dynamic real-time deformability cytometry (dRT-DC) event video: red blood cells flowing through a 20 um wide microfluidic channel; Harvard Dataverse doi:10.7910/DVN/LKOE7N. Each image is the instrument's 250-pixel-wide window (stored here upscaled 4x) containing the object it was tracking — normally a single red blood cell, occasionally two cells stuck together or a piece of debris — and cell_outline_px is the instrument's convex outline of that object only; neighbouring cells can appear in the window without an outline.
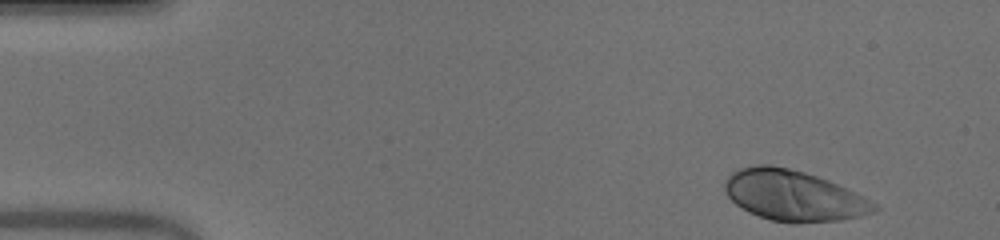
{"species": "human", "species_latin": "Homo sapiens", "temperature_condition": "warm", "stored_images_in_passage": 47, "camera_frame_rate_fps": 3000, "um_per_image_px": 0.085, "donor": {"sex": "male"}, "frame": {"image": 1, "passage_image": 1, "time_ms": 0.0, "image_size_px": [1000, 240], "cell_outline_px": [[880, 208], [872, 212], [860, 216], [840, 220], [796, 224], [792, 224], [772, 220], [748, 212], [736, 204], [724, 192], [724, 180], [732, 172], [740, 168], [756, 164], [772, 164], [804, 172], [828, 180], [876, 204]], "centroid_in_image_um": [67.39, 16.63], "position_along_channel_um": 17.6, "area_um2": 43.93}}
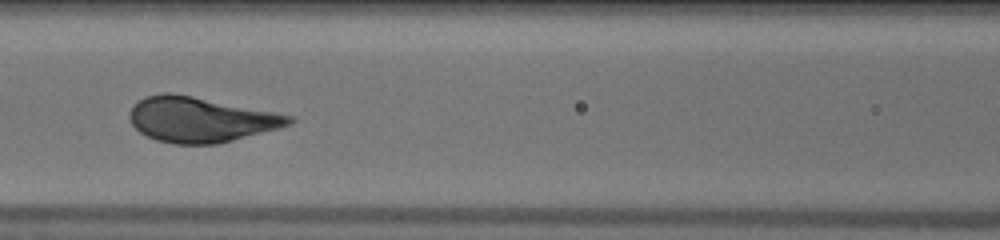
{"frame": {"image": 2, "passage_image": 19, "time_ms": 6.0, "image_size_px": [1000, 240], "cell_outline_px": [[296, 120], [292, 124], [280, 128], [216, 144], [176, 144], [156, 140], [140, 132], [132, 124], [128, 116], [132, 108], [144, 96], [164, 92], [172, 92], [292, 116]], "centroid_in_image_um": [17.02, 10.16], "position_along_channel_um": 149.6, "area_um2": 41.5}}
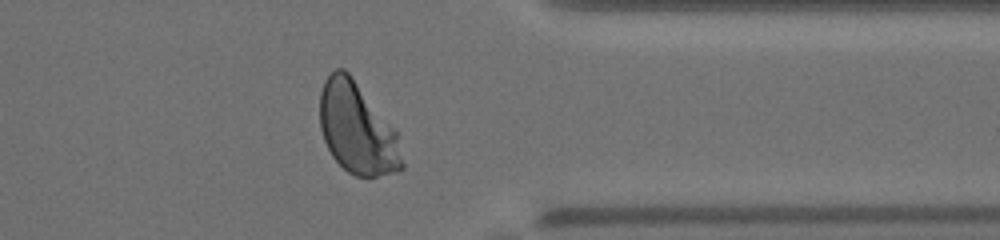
{"frame": {"image": 3, "passage_image": 37, "time_ms": 12.0, "image_size_px": [1000, 240], "cell_outline_px": [[404, 168], [396, 172], [376, 176], [356, 176], [348, 172], [332, 156], [324, 140], [320, 128], [320, 92], [324, 80], [336, 68], [344, 68], [352, 76], [396, 128], [404, 164]], "centroid_in_image_um": [30.38, 10.91], "position_along_channel_um": 381.0, "area_um2": 43.99}, "authors_computed_cell_mechanics": {"area_um2": 42.194, "velocity_mm_per_s": 3.9936, "shape_relaxation_time_tau1_ms": 2.3011, "shape_relaxation_time_tau2_ms": null, "deformation_change_tau1": 0.1635, "deformation_change_tau2": null}}